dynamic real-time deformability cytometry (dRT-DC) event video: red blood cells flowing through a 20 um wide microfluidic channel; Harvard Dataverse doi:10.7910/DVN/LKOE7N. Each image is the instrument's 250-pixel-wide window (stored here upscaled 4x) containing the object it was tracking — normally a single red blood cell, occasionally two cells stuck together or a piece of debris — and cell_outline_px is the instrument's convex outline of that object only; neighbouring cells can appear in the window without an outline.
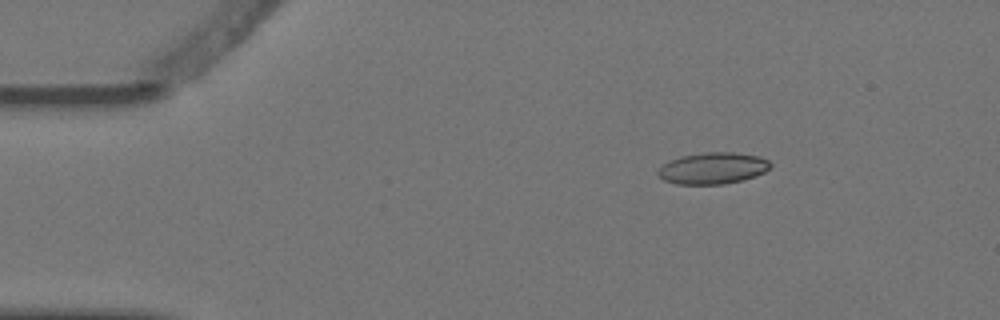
{"species": "Egyptian fruit bat (a non-hibernating species)", "species_latin": "Rousettus aegyptiacus", "temperature_condition": "warm", "stored_images_in_passage": 4, "camera_frame_rate_fps": 3000, "um_per_image_px": 0.085, "animal": {"sex": "female"}, "frame": {"image": 1, "passage_image": 2, "time_ms": 0.333, "image_size_px": [1000, 320], "cell_outline_px": [[772, 164], [764, 172], [740, 180], [724, 184], [676, 184], [664, 180], [656, 172], [668, 160], [680, 156], [708, 152], [732, 152], [760, 156], [768, 160]], "centroid_in_image_um": [60.56, 14.29], "position_along_channel_um": 24.4, "area_um2": 20.46}}